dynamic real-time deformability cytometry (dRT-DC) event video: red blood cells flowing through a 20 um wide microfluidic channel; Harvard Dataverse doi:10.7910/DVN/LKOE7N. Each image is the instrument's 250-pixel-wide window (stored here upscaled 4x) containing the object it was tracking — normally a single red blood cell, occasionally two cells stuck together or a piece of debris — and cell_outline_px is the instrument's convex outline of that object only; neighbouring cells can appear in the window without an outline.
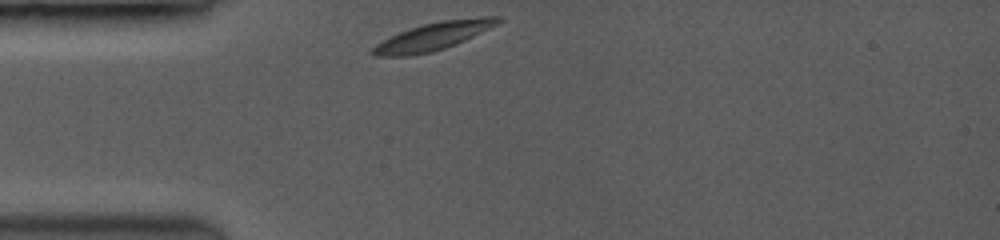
{"species": "common noctule bat (a hibernating species)", "species_latin": "Nyctalus noctula", "temperature_condition": "room temperature", "stored_images_in_passage": 2, "camera_frame_rate_fps": 3500, "um_per_image_px": 0.085, "animal": {"sex": "female", "body_mass_g": 19.0, "forearm_length_mm": 53.3}, "frame": {"image": 1, "passage_image": 1, "time_ms": 0.0, "image_size_px": [1000, 240], "cell_outline_px": [[504, 20], [500, 24], [464, 40], [444, 48], [432, 52], [408, 56], [376, 56], [372, 52], [372, 48], [376, 44], [400, 32], [424, 24], [440, 20], [480, 16], [504, 16]], "centroid_in_image_um": [36.94, 3.05], "position_along_channel_um": 48.1, "area_um2": 20.23}}